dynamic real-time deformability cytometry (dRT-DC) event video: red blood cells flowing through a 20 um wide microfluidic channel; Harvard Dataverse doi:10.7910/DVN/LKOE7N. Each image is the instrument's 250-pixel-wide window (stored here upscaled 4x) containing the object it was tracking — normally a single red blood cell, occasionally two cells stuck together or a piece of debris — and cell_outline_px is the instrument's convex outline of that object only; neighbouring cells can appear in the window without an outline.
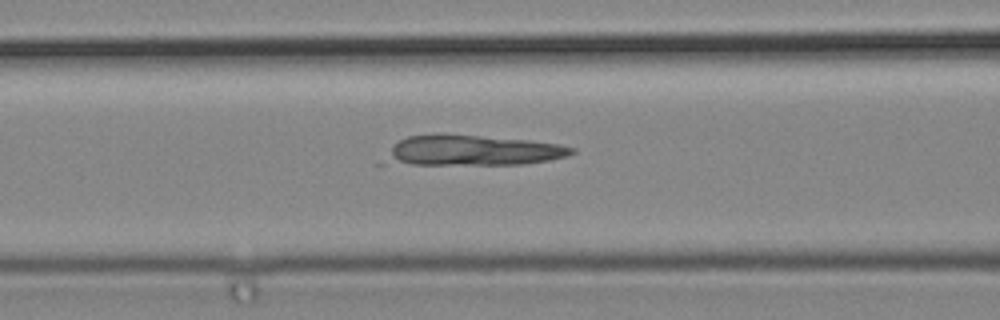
{"species": "common noctule bat (a hibernating species)", "species_latin": "Nyctalus noctula", "temperature_condition": "cold", "stored_images_in_passage": 3, "camera_frame_rate_fps": 3000, "um_per_image_px": 0.085, "animal": {"sex": "male", "body_mass_g": 19.2, "forearm_length_mm": 51.8}, "frame": {"image": 1, "passage_image": 3, "time_ms": 0.667, "image_size_px": [1000, 320], "cell_outline_px": [[576, 152], [568, 156], [548, 160], [524, 164], [376, 164], [400, 140], [408, 136], [440, 132], [528, 140], [560, 144], [576, 148]], "centroid_in_image_um": [40.08, 12.78], "position_along_channel_um": 126.5, "area_um2": 33.7}}